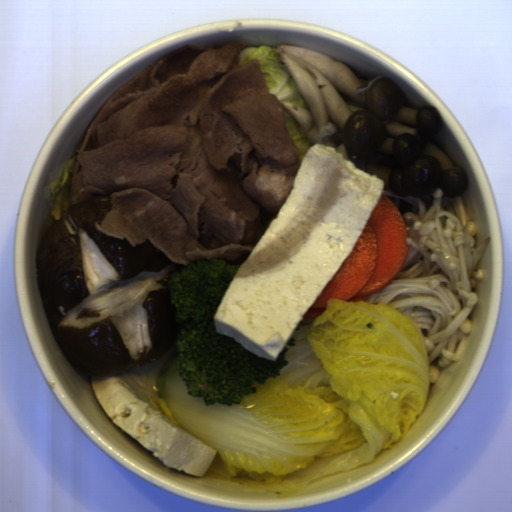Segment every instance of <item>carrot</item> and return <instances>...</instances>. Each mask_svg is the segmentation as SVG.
Here are the masks:
<instances>
[{
  "label": "carrot",
  "mask_w": 512,
  "mask_h": 512,
  "mask_svg": "<svg viewBox=\"0 0 512 512\" xmlns=\"http://www.w3.org/2000/svg\"><path fill=\"white\" fill-rule=\"evenodd\" d=\"M405 222L394 205L382 195L351 253L315 299L302 320L322 316L327 302L366 301L396 278L405 265L410 245Z\"/></svg>",
  "instance_id": "1"
}]
</instances>
